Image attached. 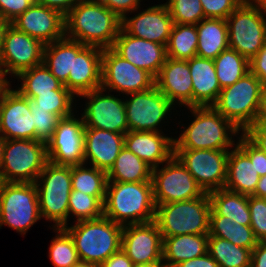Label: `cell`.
<instances>
[{
    "label": "cell",
    "mask_w": 266,
    "mask_h": 267,
    "mask_svg": "<svg viewBox=\"0 0 266 267\" xmlns=\"http://www.w3.org/2000/svg\"><path fill=\"white\" fill-rule=\"evenodd\" d=\"M65 37L87 46L112 48L122 19L98 0H80L64 16Z\"/></svg>",
    "instance_id": "1"
},
{
    "label": "cell",
    "mask_w": 266,
    "mask_h": 267,
    "mask_svg": "<svg viewBox=\"0 0 266 267\" xmlns=\"http://www.w3.org/2000/svg\"><path fill=\"white\" fill-rule=\"evenodd\" d=\"M103 215L123 226L155 221L152 181L107 182Z\"/></svg>",
    "instance_id": "2"
},
{
    "label": "cell",
    "mask_w": 266,
    "mask_h": 267,
    "mask_svg": "<svg viewBox=\"0 0 266 267\" xmlns=\"http://www.w3.org/2000/svg\"><path fill=\"white\" fill-rule=\"evenodd\" d=\"M187 109L194 118L178 137H174V149L231 150L237 144L234 136L238 138L236 135L243 132L213 106Z\"/></svg>",
    "instance_id": "3"
},
{
    "label": "cell",
    "mask_w": 266,
    "mask_h": 267,
    "mask_svg": "<svg viewBox=\"0 0 266 267\" xmlns=\"http://www.w3.org/2000/svg\"><path fill=\"white\" fill-rule=\"evenodd\" d=\"M64 229L72 237L81 262L101 265L121 250L123 225L104 215L97 219L76 222Z\"/></svg>",
    "instance_id": "4"
},
{
    "label": "cell",
    "mask_w": 266,
    "mask_h": 267,
    "mask_svg": "<svg viewBox=\"0 0 266 267\" xmlns=\"http://www.w3.org/2000/svg\"><path fill=\"white\" fill-rule=\"evenodd\" d=\"M264 89L261 81L248 72L233 85L222 88L213 107L244 132L260 121Z\"/></svg>",
    "instance_id": "5"
},
{
    "label": "cell",
    "mask_w": 266,
    "mask_h": 267,
    "mask_svg": "<svg viewBox=\"0 0 266 267\" xmlns=\"http://www.w3.org/2000/svg\"><path fill=\"white\" fill-rule=\"evenodd\" d=\"M34 184L37 188L41 218L53 221L52 228H64L69 225L71 166L58 165L48 160Z\"/></svg>",
    "instance_id": "6"
},
{
    "label": "cell",
    "mask_w": 266,
    "mask_h": 267,
    "mask_svg": "<svg viewBox=\"0 0 266 267\" xmlns=\"http://www.w3.org/2000/svg\"><path fill=\"white\" fill-rule=\"evenodd\" d=\"M211 202L208 193L180 202L156 206L155 222L162 237L209 234Z\"/></svg>",
    "instance_id": "7"
},
{
    "label": "cell",
    "mask_w": 266,
    "mask_h": 267,
    "mask_svg": "<svg viewBox=\"0 0 266 267\" xmlns=\"http://www.w3.org/2000/svg\"><path fill=\"white\" fill-rule=\"evenodd\" d=\"M47 161L46 143L33 139L5 140L0 182L34 183Z\"/></svg>",
    "instance_id": "8"
},
{
    "label": "cell",
    "mask_w": 266,
    "mask_h": 267,
    "mask_svg": "<svg viewBox=\"0 0 266 267\" xmlns=\"http://www.w3.org/2000/svg\"><path fill=\"white\" fill-rule=\"evenodd\" d=\"M41 220L34 183L0 182V229L3 225L20 235Z\"/></svg>",
    "instance_id": "9"
},
{
    "label": "cell",
    "mask_w": 266,
    "mask_h": 267,
    "mask_svg": "<svg viewBox=\"0 0 266 267\" xmlns=\"http://www.w3.org/2000/svg\"><path fill=\"white\" fill-rule=\"evenodd\" d=\"M229 48L251 60L266 44V19L255 3H241L226 19Z\"/></svg>",
    "instance_id": "10"
},
{
    "label": "cell",
    "mask_w": 266,
    "mask_h": 267,
    "mask_svg": "<svg viewBox=\"0 0 266 267\" xmlns=\"http://www.w3.org/2000/svg\"><path fill=\"white\" fill-rule=\"evenodd\" d=\"M126 96H129L124 100L129 131L163 132L160 124L167 123L165 120L169 119L175 105L156 85Z\"/></svg>",
    "instance_id": "11"
},
{
    "label": "cell",
    "mask_w": 266,
    "mask_h": 267,
    "mask_svg": "<svg viewBox=\"0 0 266 267\" xmlns=\"http://www.w3.org/2000/svg\"><path fill=\"white\" fill-rule=\"evenodd\" d=\"M161 166L152 169L151 176L156 206L192 200L205 194L192 174L175 156Z\"/></svg>",
    "instance_id": "12"
},
{
    "label": "cell",
    "mask_w": 266,
    "mask_h": 267,
    "mask_svg": "<svg viewBox=\"0 0 266 267\" xmlns=\"http://www.w3.org/2000/svg\"><path fill=\"white\" fill-rule=\"evenodd\" d=\"M44 44L34 37L17 30L11 24L5 30L0 52V76L5 83L22 71L43 63Z\"/></svg>",
    "instance_id": "13"
},
{
    "label": "cell",
    "mask_w": 266,
    "mask_h": 267,
    "mask_svg": "<svg viewBox=\"0 0 266 267\" xmlns=\"http://www.w3.org/2000/svg\"><path fill=\"white\" fill-rule=\"evenodd\" d=\"M230 150L174 149V156L192 174L205 193L224 188Z\"/></svg>",
    "instance_id": "14"
},
{
    "label": "cell",
    "mask_w": 266,
    "mask_h": 267,
    "mask_svg": "<svg viewBox=\"0 0 266 267\" xmlns=\"http://www.w3.org/2000/svg\"><path fill=\"white\" fill-rule=\"evenodd\" d=\"M155 78L146 70L134 66L112 48L103 49L101 88L121 95L141 92L152 88ZM121 92V94H120Z\"/></svg>",
    "instance_id": "15"
},
{
    "label": "cell",
    "mask_w": 266,
    "mask_h": 267,
    "mask_svg": "<svg viewBox=\"0 0 266 267\" xmlns=\"http://www.w3.org/2000/svg\"><path fill=\"white\" fill-rule=\"evenodd\" d=\"M118 96L111 95L109 91L102 88L80 94L79 97L88 99L84 104L83 113H80L85 128L126 134L129 127L124 98L120 99Z\"/></svg>",
    "instance_id": "16"
},
{
    "label": "cell",
    "mask_w": 266,
    "mask_h": 267,
    "mask_svg": "<svg viewBox=\"0 0 266 267\" xmlns=\"http://www.w3.org/2000/svg\"><path fill=\"white\" fill-rule=\"evenodd\" d=\"M75 113L60 119L53 136L46 143L47 157L58 165L84 164V122Z\"/></svg>",
    "instance_id": "17"
},
{
    "label": "cell",
    "mask_w": 266,
    "mask_h": 267,
    "mask_svg": "<svg viewBox=\"0 0 266 267\" xmlns=\"http://www.w3.org/2000/svg\"><path fill=\"white\" fill-rule=\"evenodd\" d=\"M0 135L5 140L33 139L36 140L33 114L29 108V99L11 83L1 87V127Z\"/></svg>",
    "instance_id": "18"
},
{
    "label": "cell",
    "mask_w": 266,
    "mask_h": 267,
    "mask_svg": "<svg viewBox=\"0 0 266 267\" xmlns=\"http://www.w3.org/2000/svg\"><path fill=\"white\" fill-rule=\"evenodd\" d=\"M162 246L163 238L155 221L123 226L121 249L133 264L163 262Z\"/></svg>",
    "instance_id": "19"
},
{
    "label": "cell",
    "mask_w": 266,
    "mask_h": 267,
    "mask_svg": "<svg viewBox=\"0 0 266 267\" xmlns=\"http://www.w3.org/2000/svg\"><path fill=\"white\" fill-rule=\"evenodd\" d=\"M10 24L17 30L39 39L44 45L65 36L64 15L36 2Z\"/></svg>",
    "instance_id": "20"
},
{
    "label": "cell",
    "mask_w": 266,
    "mask_h": 267,
    "mask_svg": "<svg viewBox=\"0 0 266 267\" xmlns=\"http://www.w3.org/2000/svg\"><path fill=\"white\" fill-rule=\"evenodd\" d=\"M134 15L122 18L121 28L127 34L167 45L174 22L165 3L149 6Z\"/></svg>",
    "instance_id": "21"
},
{
    "label": "cell",
    "mask_w": 266,
    "mask_h": 267,
    "mask_svg": "<svg viewBox=\"0 0 266 267\" xmlns=\"http://www.w3.org/2000/svg\"><path fill=\"white\" fill-rule=\"evenodd\" d=\"M112 49L134 66L156 78L166 61V46L127 34L122 28Z\"/></svg>",
    "instance_id": "22"
},
{
    "label": "cell",
    "mask_w": 266,
    "mask_h": 267,
    "mask_svg": "<svg viewBox=\"0 0 266 267\" xmlns=\"http://www.w3.org/2000/svg\"><path fill=\"white\" fill-rule=\"evenodd\" d=\"M155 85L175 106L192 107L193 87L187 60L167 57L155 78Z\"/></svg>",
    "instance_id": "23"
},
{
    "label": "cell",
    "mask_w": 266,
    "mask_h": 267,
    "mask_svg": "<svg viewBox=\"0 0 266 267\" xmlns=\"http://www.w3.org/2000/svg\"><path fill=\"white\" fill-rule=\"evenodd\" d=\"M124 146L152 169L174 156V138L164 132L128 131L124 136Z\"/></svg>",
    "instance_id": "24"
},
{
    "label": "cell",
    "mask_w": 266,
    "mask_h": 267,
    "mask_svg": "<svg viewBox=\"0 0 266 267\" xmlns=\"http://www.w3.org/2000/svg\"><path fill=\"white\" fill-rule=\"evenodd\" d=\"M125 134L103 129H84V163L108 172L124 148Z\"/></svg>",
    "instance_id": "25"
},
{
    "label": "cell",
    "mask_w": 266,
    "mask_h": 267,
    "mask_svg": "<svg viewBox=\"0 0 266 267\" xmlns=\"http://www.w3.org/2000/svg\"><path fill=\"white\" fill-rule=\"evenodd\" d=\"M102 53L103 49L86 45L74 57L73 75L64 86L76 97L101 88Z\"/></svg>",
    "instance_id": "26"
},
{
    "label": "cell",
    "mask_w": 266,
    "mask_h": 267,
    "mask_svg": "<svg viewBox=\"0 0 266 267\" xmlns=\"http://www.w3.org/2000/svg\"><path fill=\"white\" fill-rule=\"evenodd\" d=\"M187 61L193 87L192 107L213 106L221 91L214 60L195 56Z\"/></svg>",
    "instance_id": "27"
},
{
    "label": "cell",
    "mask_w": 266,
    "mask_h": 267,
    "mask_svg": "<svg viewBox=\"0 0 266 267\" xmlns=\"http://www.w3.org/2000/svg\"><path fill=\"white\" fill-rule=\"evenodd\" d=\"M260 176L254 161L236 144L227 159V180L224 188L246 196L255 193Z\"/></svg>",
    "instance_id": "28"
},
{
    "label": "cell",
    "mask_w": 266,
    "mask_h": 267,
    "mask_svg": "<svg viewBox=\"0 0 266 267\" xmlns=\"http://www.w3.org/2000/svg\"><path fill=\"white\" fill-rule=\"evenodd\" d=\"M85 46L64 36L44 45L43 63L62 84H65L69 75H73L74 57Z\"/></svg>",
    "instance_id": "29"
},
{
    "label": "cell",
    "mask_w": 266,
    "mask_h": 267,
    "mask_svg": "<svg viewBox=\"0 0 266 267\" xmlns=\"http://www.w3.org/2000/svg\"><path fill=\"white\" fill-rule=\"evenodd\" d=\"M209 234H187L162 237V256L165 267L200 257L208 252Z\"/></svg>",
    "instance_id": "30"
},
{
    "label": "cell",
    "mask_w": 266,
    "mask_h": 267,
    "mask_svg": "<svg viewBox=\"0 0 266 267\" xmlns=\"http://www.w3.org/2000/svg\"><path fill=\"white\" fill-rule=\"evenodd\" d=\"M196 28L198 33L196 56L214 60L223 50L229 48L226 20L204 18L196 24Z\"/></svg>",
    "instance_id": "31"
},
{
    "label": "cell",
    "mask_w": 266,
    "mask_h": 267,
    "mask_svg": "<svg viewBox=\"0 0 266 267\" xmlns=\"http://www.w3.org/2000/svg\"><path fill=\"white\" fill-rule=\"evenodd\" d=\"M211 202L210 215H222L241 225H251L248 196L225 188L208 193Z\"/></svg>",
    "instance_id": "32"
},
{
    "label": "cell",
    "mask_w": 266,
    "mask_h": 267,
    "mask_svg": "<svg viewBox=\"0 0 266 267\" xmlns=\"http://www.w3.org/2000/svg\"><path fill=\"white\" fill-rule=\"evenodd\" d=\"M152 168L125 146L107 172L108 182L151 181Z\"/></svg>",
    "instance_id": "33"
},
{
    "label": "cell",
    "mask_w": 266,
    "mask_h": 267,
    "mask_svg": "<svg viewBox=\"0 0 266 267\" xmlns=\"http://www.w3.org/2000/svg\"><path fill=\"white\" fill-rule=\"evenodd\" d=\"M21 86L16 88L23 96L33 99L38 93H53V90H68L45 66L44 63L22 71L17 77Z\"/></svg>",
    "instance_id": "34"
},
{
    "label": "cell",
    "mask_w": 266,
    "mask_h": 267,
    "mask_svg": "<svg viewBox=\"0 0 266 267\" xmlns=\"http://www.w3.org/2000/svg\"><path fill=\"white\" fill-rule=\"evenodd\" d=\"M209 236L226 239L251 251L258 243L250 225H241L222 215H210Z\"/></svg>",
    "instance_id": "35"
},
{
    "label": "cell",
    "mask_w": 266,
    "mask_h": 267,
    "mask_svg": "<svg viewBox=\"0 0 266 267\" xmlns=\"http://www.w3.org/2000/svg\"><path fill=\"white\" fill-rule=\"evenodd\" d=\"M87 164L71 166L72 190L96 196L103 204L106 197L107 172Z\"/></svg>",
    "instance_id": "36"
},
{
    "label": "cell",
    "mask_w": 266,
    "mask_h": 267,
    "mask_svg": "<svg viewBox=\"0 0 266 267\" xmlns=\"http://www.w3.org/2000/svg\"><path fill=\"white\" fill-rule=\"evenodd\" d=\"M198 33L194 24H174L166 45L168 58L188 60L197 55Z\"/></svg>",
    "instance_id": "37"
},
{
    "label": "cell",
    "mask_w": 266,
    "mask_h": 267,
    "mask_svg": "<svg viewBox=\"0 0 266 267\" xmlns=\"http://www.w3.org/2000/svg\"><path fill=\"white\" fill-rule=\"evenodd\" d=\"M208 253L219 267H250L252 251L216 236H208Z\"/></svg>",
    "instance_id": "38"
},
{
    "label": "cell",
    "mask_w": 266,
    "mask_h": 267,
    "mask_svg": "<svg viewBox=\"0 0 266 267\" xmlns=\"http://www.w3.org/2000/svg\"><path fill=\"white\" fill-rule=\"evenodd\" d=\"M214 66L221 89L233 85L250 72L249 60L232 48L223 50L214 59Z\"/></svg>",
    "instance_id": "39"
},
{
    "label": "cell",
    "mask_w": 266,
    "mask_h": 267,
    "mask_svg": "<svg viewBox=\"0 0 266 267\" xmlns=\"http://www.w3.org/2000/svg\"><path fill=\"white\" fill-rule=\"evenodd\" d=\"M55 234L49 247V259L54 267H73L80 262L70 234L64 228H52Z\"/></svg>",
    "instance_id": "40"
},
{
    "label": "cell",
    "mask_w": 266,
    "mask_h": 267,
    "mask_svg": "<svg viewBox=\"0 0 266 267\" xmlns=\"http://www.w3.org/2000/svg\"><path fill=\"white\" fill-rule=\"evenodd\" d=\"M75 222L97 219L103 216V203L96 197L78 190H71L69 197L68 218Z\"/></svg>",
    "instance_id": "41"
},
{
    "label": "cell",
    "mask_w": 266,
    "mask_h": 267,
    "mask_svg": "<svg viewBox=\"0 0 266 267\" xmlns=\"http://www.w3.org/2000/svg\"><path fill=\"white\" fill-rule=\"evenodd\" d=\"M32 101L36 104V109L49 110L50 113L57 114L61 118L70 116L75 112L73 103L76 101V96L69 90H53V93H38Z\"/></svg>",
    "instance_id": "42"
},
{
    "label": "cell",
    "mask_w": 266,
    "mask_h": 267,
    "mask_svg": "<svg viewBox=\"0 0 266 267\" xmlns=\"http://www.w3.org/2000/svg\"><path fill=\"white\" fill-rule=\"evenodd\" d=\"M165 4L174 24L196 25L205 18L200 0H167Z\"/></svg>",
    "instance_id": "43"
},
{
    "label": "cell",
    "mask_w": 266,
    "mask_h": 267,
    "mask_svg": "<svg viewBox=\"0 0 266 267\" xmlns=\"http://www.w3.org/2000/svg\"><path fill=\"white\" fill-rule=\"evenodd\" d=\"M29 108L33 114L36 140L47 143L53 136L61 117L50 113L49 110L36 109V104L31 99H29Z\"/></svg>",
    "instance_id": "44"
},
{
    "label": "cell",
    "mask_w": 266,
    "mask_h": 267,
    "mask_svg": "<svg viewBox=\"0 0 266 267\" xmlns=\"http://www.w3.org/2000/svg\"><path fill=\"white\" fill-rule=\"evenodd\" d=\"M251 228L258 242H266V203L263 198L248 196Z\"/></svg>",
    "instance_id": "45"
},
{
    "label": "cell",
    "mask_w": 266,
    "mask_h": 267,
    "mask_svg": "<svg viewBox=\"0 0 266 267\" xmlns=\"http://www.w3.org/2000/svg\"><path fill=\"white\" fill-rule=\"evenodd\" d=\"M205 18L227 17L242 3L240 0H200Z\"/></svg>",
    "instance_id": "46"
},
{
    "label": "cell",
    "mask_w": 266,
    "mask_h": 267,
    "mask_svg": "<svg viewBox=\"0 0 266 267\" xmlns=\"http://www.w3.org/2000/svg\"><path fill=\"white\" fill-rule=\"evenodd\" d=\"M236 140L237 145L249 156L251 161H254L259 176L266 175V154L255 146L243 133Z\"/></svg>",
    "instance_id": "47"
},
{
    "label": "cell",
    "mask_w": 266,
    "mask_h": 267,
    "mask_svg": "<svg viewBox=\"0 0 266 267\" xmlns=\"http://www.w3.org/2000/svg\"><path fill=\"white\" fill-rule=\"evenodd\" d=\"M33 3L34 0H0V18L11 23Z\"/></svg>",
    "instance_id": "48"
},
{
    "label": "cell",
    "mask_w": 266,
    "mask_h": 267,
    "mask_svg": "<svg viewBox=\"0 0 266 267\" xmlns=\"http://www.w3.org/2000/svg\"><path fill=\"white\" fill-rule=\"evenodd\" d=\"M105 5L109 10L115 12L121 19L140 10V4L143 0H98Z\"/></svg>",
    "instance_id": "49"
},
{
    "label": "cell",
    "mask_w": 266,
    "mask_h": 267,
    "mask_svg": "<svg viewBox=\"0 0 266 267\" xmlns=\"http://www.w3.org/2000/svg\"><path fill=\"white\" fill-rule=\"evenodd\" d=\"M243 134L266 154V123L258 121L248 127Z\"/></svg>",
    "instance_id": "50"
},
{
    "label": "cell",
    "mask_w": 266,
    "mask_h": 267,
    "mask_svg": "<svg viewBox=\"0 0 266 267\" xmlns=\"http://www.w3.org/2000/svg\"><path fill=\"white\" fill-rule=\"evenodd\" d=\"M250 72L254 74L266 89V44L249 61Z\"/></svg>",
    "instance_id": "51"
},
{
    "label": "cell",
    "mask_w": 266,
    "mask_h": 267,
    "mask_svg": "<svg viewBox=\"0 0 266 267\" xmlns=\"http://www.w3.org/2000/svg\"><path fill=\"white\" fill-rule=\"evenodd\" d=\"M174 267H219L218 263L214 258L207 252L206 254L191 259L183 261Z\"/></svg>",
    "instance_id": "52"
},
{
    "label": "cell",
    "mask_w": 266,
    "mask_h": 267,
    "mask_svg": "<svg viewBox=\"0 0 266 267\" xmlns=\"http://www.w3.org/2000/svg\"><path fill=\"white\" fill-rule=\"evenodd\" d=\"M80 0H34V2L60 11L64 16Z\"/></svg>",
    "instance_id": "53"
},
{
    "label": "cell",
    "mask_w": 266,
    "mask_h": 267,
    "mask_svg": "<svg viewBox=\"0 0 266 267\" xmlns=\"http://www.w3.org/2000/svg\"><path fill=\"white\" fill-rule=\"evenodd\" d=\"M100 267H133V263L121 249L105 260Z\"/></svg>",
    "instance_id": "54"
},
{
    "label": "cell",
    "mask_w": 266,
    "mask_h": 267,
    "mask_svg": "<svg viewBox=\"0 0 266 267\" xmlns=\"http://www.w3.org/2000/svg\"><path fill=\"white\" fill-rule=\"evenodd\" d=\"M250 267H266V242H258L252 250Z\"/></svg>",
    "instance_id": "55"
},
{
    "label": "cell",
    "mask_w": 266,
    "mask_h": 267,
    "mask_svg": "<svg viewBox=\"0 0 266 267\" xmlns=\"http://www.w3.org/2000/svg\"><path fill=\"white\" fill-rule=\"evenodd\" d=\"M252 196L258 198H263L266 196V175L260 177L255 193Z\"/></svg>",
    "instance_id": "56"
},
{
    "label": "cell",
    "mask_w": 266,
    "mask_h": 267,
    "mask_svg": "<svg viewBox=\"0 0 266 267\" xmlns=\"http://www.w3.org/2000/svg\"><path fill=\"white\" fill-rule=\"evenodd\" d=\"M10 23L7 22L6 20L0 18V52L2 49V43H3V38H4V33L6 28L8 27Z\"/></svg>",
    "instance_id": "57"
},
{
    "label": "cell",
    "mask_w": 266,
    "mask_h": 267,
    "mask_svg": "<svg viewBox=\"0 0 266 267\" xmlns=\"http://www.w3.org/2000/svg\"><path fill=\"white\" fill-rule=\"evenodd\" d=\"M260 121L266 123V89H264L263 93V101H262V109L260 113Z\"/></svg>",
    "instance_id": "58"
},
{
    "label": "cell",
    "mask_w": 266,
    "mask_h": 267,
    "mask_svg": "<svg viewBox=\"0 0 266 267\" xmlns=\"http://www.w3.org/2000/svg\"><path fill=\"white\" fill-rule=\"evenodd\" d=\"M133 267H165L163 262L133 264Z\"/></svg>",
    "instance_id": "59"
},
{
    "label": "cell",
    "mask_w": 266,
    "mask_h": 267,
    "mask_svg": "<svg viewBox=\"0 0 266 267\" xmlns=\"http://www.w3.org/2000/svg\"><path fill=\"white\" fill-rule=\"evenodd\" d=\"M255 3L259 6L263 16L266 19V0H255Z\"/></svg>",
    "instance_id": "60"
},
{
    "label": "cell",
    "mask_w": 266,
    "mask_h": 267,
    "mask_svg": "<svg viewBox=\"0 0 266 267\" xmlns=\"http://www.w3.org/2000/svg\"><path fill=\"white\" fill-rule=\"evenodd\" d=\"M5 144V139L0 135V168L3 161V148Z\"/></svg>",
    "instance_id": "61"
},
{
    "label": "cell",
    "mask_w": 266,
    "mask_h": 267,
    "mask_svg": "<svg viewBox=\"0 0 266 267\" xmlns=\"http://www.w3.org/2000/svg\"><path fill=\"white\" fill-rule=\"evenodd\" d=\"M73 267H100V265L80 261Z\"/></svg>",
    "instance_id": "62"
},
{
    "label": "cell",
    "mask_w": 266,
    "mask_h": 267,
    "mask_svg": "<svg viewBox=\"0 0 266 267\" xmlns=\"http://www.w3.org/2000/svg\"><path fill=\"white\" fill-rule=\"evenodd\" d=\"M242 3H252L255 2V0H240Z\"/></svg>",
    "instance_id": "63"
},
{
    "label": "cell",
    "mask_w": 266,
    "mask_h": 267,
    "mask_svg": "<svg viewBox=\"0 0 266 267\" xmlns=\"http://www.w3.org/2000/svg\"><path fill=\"white\" fill-rule=\"evenodd\" d=\"M0 127H1V88H0Z\"/></svg>",
    "instance_id": "64"
},
{
    "label": "cell",
    "mask_w": 266,
    "mask_h": 267,
    "mask_svg": "<svg viewBox=\"0 0 266 267\" xmlns=\"http://www.w3.org/2000/svg\"><path fill=\"white\" fill-rule=\"evenodd\" d=\"M5 84V82L2 80L1 76H0V88Z\"/></svg>",
    "instance_id": "65"
}]
</instances>
